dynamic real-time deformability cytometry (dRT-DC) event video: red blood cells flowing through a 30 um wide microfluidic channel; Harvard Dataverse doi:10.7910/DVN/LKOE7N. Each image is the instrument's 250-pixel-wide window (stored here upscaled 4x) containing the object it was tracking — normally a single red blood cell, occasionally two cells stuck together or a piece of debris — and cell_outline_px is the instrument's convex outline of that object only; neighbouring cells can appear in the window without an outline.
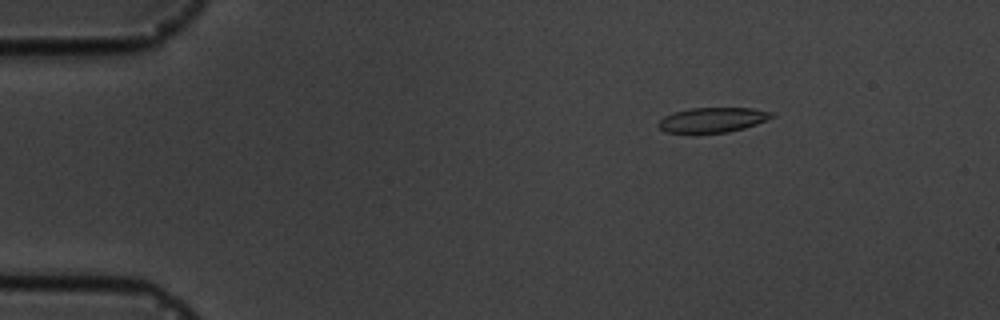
{"species": "common noctule bat (a hibernating species)", "species_latin": "Nyctalus noctula", "temperature_condition": "cold", "stored_images_in_passage": 4, "camera_frame_rate_fps": 3000, "um_per_image_px": 0.085, "animal": {"sex": "male", "body_mass_g": 19.5, "forearm_length_mm": 54.6}, "frame": {"image": 1, "passage_image": 2, "time_ms": 1.0, "image_size_px": [1000, 320], "cell_outline_px": [[776, 116], [756, 124], [744, 128], [728, 132], [664, 132], [656, 124], [664, 116], [672, 112], [688, 108], [752, 108], [772, 112]], "centroid_in_image_um": [60.56, 10.17], "position_along_channel_um": 24.4, "area_um2": 16.36}}